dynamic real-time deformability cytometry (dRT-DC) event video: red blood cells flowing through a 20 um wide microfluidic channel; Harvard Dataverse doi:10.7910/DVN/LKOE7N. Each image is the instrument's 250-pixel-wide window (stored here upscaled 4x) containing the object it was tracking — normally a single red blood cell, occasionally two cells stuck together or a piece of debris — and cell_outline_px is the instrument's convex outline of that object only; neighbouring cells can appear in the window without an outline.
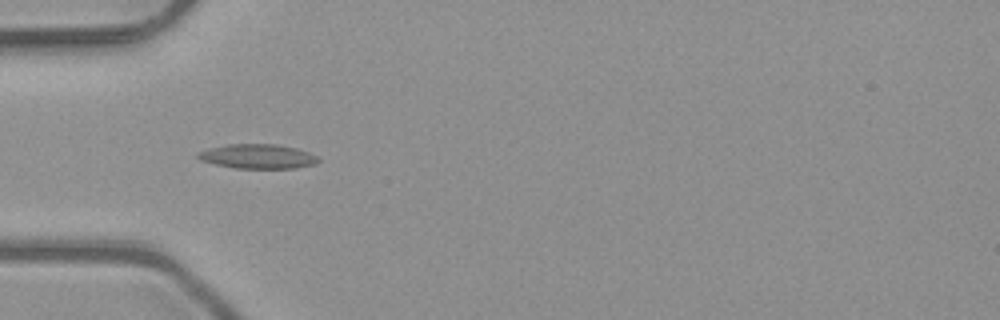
{"species": "common noctule bat (a hibernating species)", "species_latin": "Nyctalus noctula", "temperature_condition": "room temperature", "stored_images_in_passage": 6, "camera_frame_rate_fps": 3000, "um_per_image_px": 0.085, "animal": {"sex": "male", "body_mass_g": 23.1, "forearm_length_mm": 52.7}, "frame": {"image": 1, "passage_image": 5, "time_ms": 1.333, "image_size_px": [1000, 320], "cell_outline_px": [[320, 160], [316, 164], [296, 168], [236, 168], [216, 164], [200, 160], [196, 156], [196, 152], [208, 148], [228, 144], [276, 144], [296, 148], [308, 152], [316, 156]], "centroid_in_image_um": [21.89, 13.29], "position_along_channel_um": 63.1, "area_um2": 17.17}}
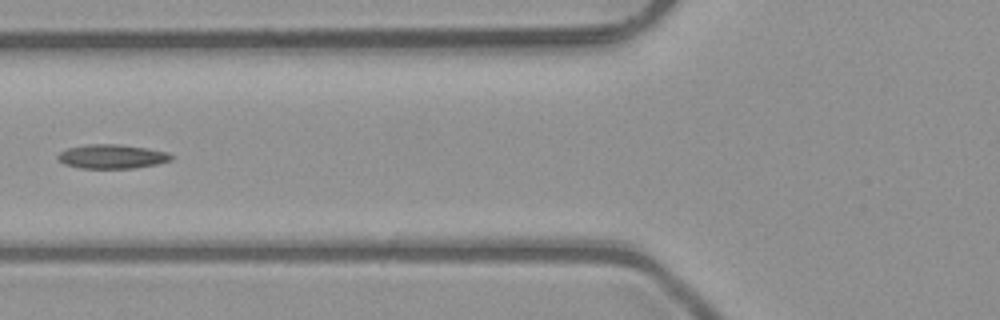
{"frame": {"image": 2, "passage_image": 6, "time_ms": 1.667, "image_size_px": [1000, 320], "cell_outline_px": [[172, 160], [156, 164], [132, 168], [80, 168], [64, 164], [56, 156], [60, 152], [68, 148], [88, 144], [120, 144], [148, 148], [168, 152], [172, 156]], "centroid_in_image_um": [9.52, 13.29], "position_along_channel_um": 116.3, "area_um2": 15.9}}